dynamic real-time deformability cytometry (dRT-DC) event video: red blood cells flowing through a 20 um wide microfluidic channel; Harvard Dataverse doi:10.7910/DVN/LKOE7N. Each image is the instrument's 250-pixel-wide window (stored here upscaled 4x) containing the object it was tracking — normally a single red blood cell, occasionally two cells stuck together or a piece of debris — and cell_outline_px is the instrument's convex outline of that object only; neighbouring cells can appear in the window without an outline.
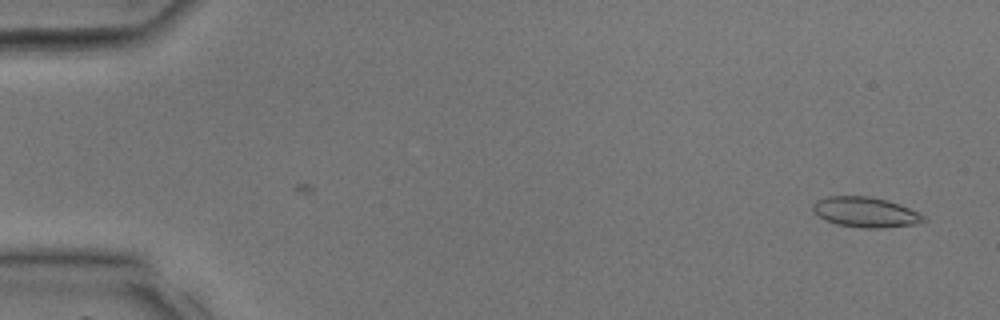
{"species": "common noctule bat (a hibernating species)", "species_latin": "Nyctalus noctula", "temperature_condition": "room temperature", "stored_images_in_passage": 34, "camera_frame_rate_fps": 3000, "um_per_image_px": 0.085, "animal": {"sex": "male", "body_mass_g": 17.9, "forearm_length_mm": 54.2}, "frame": {"image": 1, "passage_image": 1, "time_ms": 0.0, "image_size_px": [1000, 320], "cell_outline_px": [[928, 220], [916, 224], [880, 228], [860, 228], [836, 224], [824, 220], [816, 216], [812, 208], [812, 204], [816, 200], [828, 196], [868, 196], [900, 204], [924, 216]], "centroid_in_image_um": [73.51, 18.04], "position_along_channel_um": 11.5, "area_um2": 19.54}}
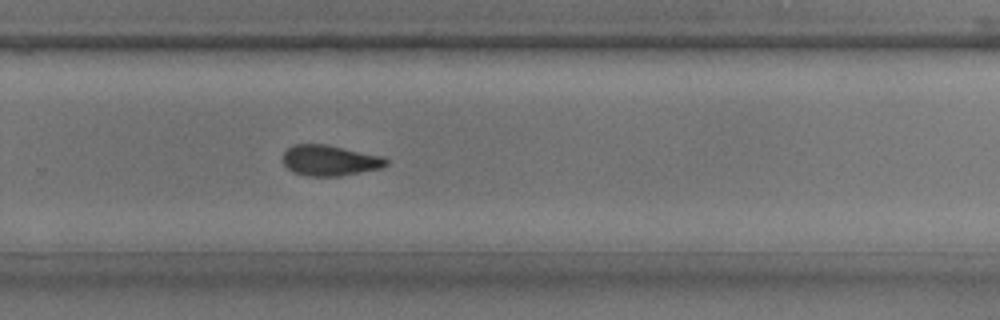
{"frame": {"image": 2, "passage_image": 23, "time_ms": 7.333, "image_size_px": [1000, 320], "cell_outline_px": [[388, 164], [380, 168], [340, 176], [308, 176], [292, 172], [284, 164], [280, 156], [292, 144], [328, 144], [380, 156], [388, 160]], "centroid_in_image_um": [27.97, 13.63], "position_along_channel_um": 301.8, "area_um2": 18.5}}
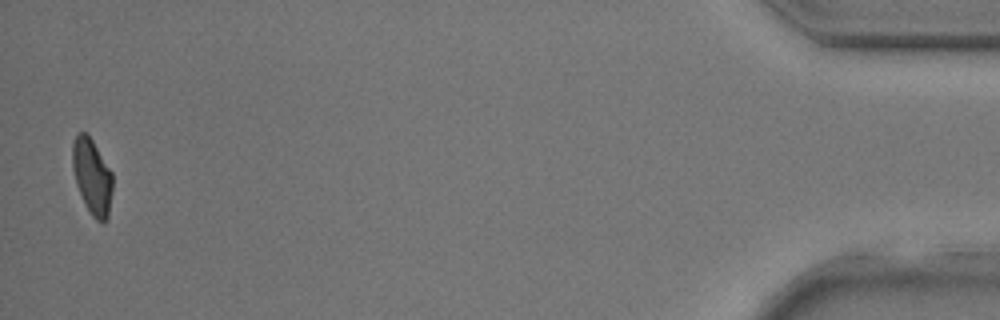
{"frame": {"image": 3, "passage_image": 34, "time_ms": 11.0, "image_size_px": [1000, 320], "cell_outline_px": [[112, 192], [108, 216], [104, 224], [96, 220], [92, 216], [84, 204], [76, 184], [72, 168], [72, 144], [76, 136], [80, 132], [88, 132], [112, 172]], "centroid_in_image_um": [7.82, 15.0], "position_along_channel_um": 427.4, "area_um2": 17.92}}